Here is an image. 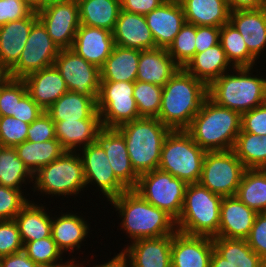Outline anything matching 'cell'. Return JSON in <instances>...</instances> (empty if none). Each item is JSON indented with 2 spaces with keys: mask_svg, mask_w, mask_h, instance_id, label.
Listing matches in <instances>:
<instances>
[{
  "mask_svg": "<svg viewBox=\"0 0 266 267\" xmlns=\"http://www.w3.org/2000/svg\"><path fill=\"white\" fill-rule=\"evenodd\" d=\"M165 0H120L121 10L146 15L158 8Z\"/></svg>",
  "mask_w": 266,
  "mask_h": 267,
  "instance_id": "obj_54",
  "label": "cell"
},
{
  "mask_svg": "<svg viewBox=\"0 0 266 267\" xmlns=\"http://www.w3.org/2000/svg\"><path fill=\"white\" fill-rule=\"evenodd\" d=\"M206 152L185 130H171L163 142L158 169L187 184L198 183Z\"/></svg>",
  "mask_w": 266,
  "mask_h": 267,
  "instance_id": "obj_8",
  "label": "cell"
},
{
  "mask_svg": "<svg viewBox=\"0 0 266 267\" xmlns=\"http://www.w3.org/2000/svg\"><path fill=\"white\" fill-rule=\"evenodd\" d=\"M112 35L120 47L141 51L156 48L145 15L120 10Z\"/></svg>",
  "mask_w": 266,
  "mask_h": 267,
  "instance_id": "obj_21",
  "label": "cell"
},
{
  "mask_svg": "<svg viewBox=\"0 0 266 267\" xmlns=\"http://www.w3.org/2000/svg\"><path fill=\"white\" fill-rule=\"evenodd\" d=\"M38 19L59 49H71L81 25L77 0L52 3L37 11Z\"/></svg>",
  "mask_w": 266,
  "mask_h": 267,
  "instance_id": "obj_13",
  "label": "cell"
},
{
  "mask_svg": "<svg viewBox=\"0 0 266 267\" xmlns=\"http://www.w3.org/2000/svg\"><path fill=\"white\" fill-rule=\"evenodd\" d=\"M156 48L168 49L185 24L183 7L179 0L164 1L158 8L145 15Z\"/></svg>",
  "mask_w": 266,
  "mask_h": 267,
  "instance_id": "obj_19",
  "label": "cell"
},
{
  "mask_svg": "<svg viewBox=\"0 0 266 267\" xmlns=\"http://www.w3.org/2000/svg\"><path fill=\"white\" fill-rule=\"evenodd\" d=\"M29 125L13 116H0V146L14 148L26 141Z\"/></svg>",
  "mask_w": 266,
  "mask_h": 267,
  "instance_id": "obj_44",
  "label": "cell"
},
{
  "mask_svg": "<svg viewBox=\"0 0 266 267\" xmlns=\"http://www.w3.org/2000/svg\"><path fill=\"white\" fill-rule=\"evenodd\" d=\"M233 68L220 43L204 52L195 53L184 67L188 73L203 81L207 86Z\"/></svg>",
  "mask_w": 266,
  "mask_h": 267,
  "instance_id": "obj_31",
  "label": "cell"
},
{
  "mask_svg": "<svg viewBox=\"0 0 266 267\" xmlns=\"http://www.w3.org/2000/svg\"><path fill=\"white\" fill-rule=\"evenodd\" d=\"M34 193L52 196L75 197L86 190L83 162L79 152L65 151L59 158L33 174ZM40 192V193H39Z\"/></svg>",
  "mask_w": 266,
  "mask_h": 267,
  "instance_id": "obj_7",
  "label": "cell"
},
{
  "mask_svg": "<svg viewBox=\"0 0 266 267\" xmlns=\"http://www.w3.org/2000/svg\"><path fill=\"white\" fill-rule=\"evenodd\" d=\"M179 68L167 49L142 50L136 80L164 87Z\"/></svg>",
  "mask_w": 266,
  "mask_h": 267,
  "instance_id": "obj_27",
  "label": "cell"
},
{
  "mask_svg": "<svg viewBox=\"0 0 266 267\" xmlns=\"http://www.w3.org/2000/svg\"><path fill=\"white\" fill-rule=\"evenodd\" d=\"M60 49L48 35L38 19L32 26L17 64L10 70L14 79H24L29 74L54 65Z\"/></svg>",
  "mask_w": 266,
  "mask_h": 267,
  "instance_id": "obj_12",
  "label": "cell"
},
{
  "mask_svg": "<svg viewBox=\"0 0 266 267\" xmlns=\"http://www.w3.org/2000/svg\"><path fill=\"white\" fill-rule=\"evenodd\" d=\"M123 136L138 175L158 169L161 150L171 129L154 117H140L116 128Z\"/></svg>",
  "mask_w": 266,
  "mask_h": 267,
  "instance_id": "obj_5",
  "label": "cell"
},
{
  "mask_svg": "<svg viewBox=\"0 0 266 267\" xmlns=\"http://www.w3.org/2000/svg\"><path fill=\"white\" fill-rule=\"evenodd\" d=\"M17 156L32 174L59 158L65 150L57 139L44 142L24 141L14 147Z\"/></svg>",
  "mask_w": 266,
  "mask_h": 267,
  "instance_id": "obj_35",
  "label": "cell"
},
{
  "mask_svg": "<svg viewBox=\"0 0 266 267\" xmlns=\"http://www.w3.org/2000/svg\"><path fill=\"white\" fill-rule=\"evenodd\" d=\"M219 43L233 67H254L256 59L249 53L244 38L230 23L220 27Z\"/></svg>",
  "mask_w": 266,
  "mask_h": 267,
  "instance_id": "obj_40",
  "label": "cell"
},
{
  "mask_svg": "<svg viewBox=\"0 0 266 267\" xmlns=\"http://www.w3.org/2000/svg\"><path fill=\"white\" fill-rule=\"evenodd\" d=\"M41 204L30 200L14 219L23 244L51 236L52 214Z\"/></svg>",
  "mask_w": 266,
  "mask_h": 267,
  "instance_id": "obj_32",
  "label": "cell"
},
{
  "mask_svg": "<svg viewBox=\"0 0 266 267\" xmlns=\"http://www.w3.org/2000/svg\"><path fill=\"white\" fill-rule=\"evenodd\" d=\"M235 196L257 213L266 212V169H245Z\"/></svg>",
  "mask_w": 266,
  "mask_h": 267,
  "instance_id": "obj_36",
  "label": "cell"
},
{
  "mask_svg": "<svg viewBox=\"0 0 266 267\" xmlns=\"http://www.w3.org/2000/svg\"><path fill=\"white\" fill-rule=\"evenodd\" d=\"M34 11H39L42 8V0H23Z\"/></svg>",
  "mask_w": 266,
  "mask_h": 267,
  "instance_id": "obj_61",
  "label": "cell"
},
{
  "mask_svg": "<svg viewBox=\"0 0 266 267\" xmlns=\"http://www.w3.org/2000/svg\"><path fill=\"white\" fill-rule=\"evenodd\" d=\"M229 22L244 38L249 53L258 60L266 50V6L257 10L231 11Z\"/></svg>",
  "mask_w": 266,
  "mask_h": 267,
  "instance_id": "obj_23",
  "label": "cell"
},
{
  "mask_svg": "<svg viewBox=\"0 0 266 267\" xmlns=\"http://www.w3.org/2000/svg\"><path fill=\"white\" fill-rule=\"evenodd\" d=\"M37 20L38 14L34 11L28 17L0 26V64L9 71L17 64Z\"/></svg>",
  "mask_w": 266,
  "mask_h": 267,
  "instance_id": "obj_24",
  "label": "cell"
},
{
  "mask_svg": "<svg viewBox=\"0 0 266 267\" xmlns=\"http://www.w3.org/2000/svg\"><path fill=\"white\" fill-rule=\"evenodd\" d=\"M220 27L196 26L195 53L219 44Z\"/></svg>",
  "mask_w": 266,
  "mask_h": 267,
  "instance_id": "obj_53",
  "label": "cell"
},
{
  "mask_svg": "<svg viewBox=\"0 0 266 267\" xmlns=\"http://www.w3.org/2000/svg\"><path fill=\"white\" fill-rule=\"evenodd\" d=\"M46 112L54 123L63 120L100 119L97 96H85L73 91L64 93Z\"/></svg>",
  "mask_w": 266,
  "mask_h": 267,
  "instance_id": "obj_28",
  "label": "cell"
},
{
  "mask_svg": "<svg viewBox=\"0 0 266 267\" xmlns=\"http://www.w3.org/2000/svg\"><path fill=\"white\" fill-rule=\"evenodd\" d=\"M109 261L103 262L102 264H94L93 267H125L127 265V261L125 256L119 252L113 256L112 259H108ZM84 264L81 263L80 267H85L83 266ZM96 265V266H95Z\"/></svg>",
  "mask_w": 266,
  "mask_h": 267,
  "instance_id": "obj_57",
  "label": "cell"
},
{
  "mask_svg": "<svg viewBox=\"0 0 266 267\" xmlns=\"http://www.w3.org/2000/svg\"><path fill=\"white\" fill-rule=\"evenodd\" d=\"M252 69L234 67L222 74L208 86V97L217 105L240 114L265 103L266 77L253 75Z\"/></svg>",
  "mask_w": 266,
  "mask_h": 267,
  "instance_id": "obj_4",
  "label": "cell"
},
{
  "mask_svg": "<svg viewBox=\"0 0 266 267\" xmlns=\"http://www.w3.org/2000/svg\"><path fill=\"white\" fill-rule=\"evenodd\" d=\"M163 87L136 80L133 97L141 117L157 118L162 98Z\"/></svg>",
  "mask_w": 266,
  "mask_h": 267,
  "instance_id": "obj_41",
  "label": "cell"
},
{
  "mask_svg": "<svg viewBox=\"0 0 266 267\" xmlns=\"http://www.w3.org/2000/svg\"><path fill=\"white\" fill-rule=\"evenodd\" d=\"M44 110L32 99L27 92L19 102H17L16 114L14 118L25 123L31 124L36 120Z\"/></svg>",
  "mask_w": 266,
  "mask_h": 267,
  "instance_id": "obj_52",
  "label": "cell"
},
{
  "mask_svg": "<svg viewBox=\"0 0 266 267\" xmlns=\"http://www.w3.org/2000/svg\"><path fill=\"white\" fill-rule=\"evenodd\" d=\"M79 151L83 162L87 188L88 186L90 187V185H94L108 201L128 190L116 178L104 149L96 142L89 144L87 147L78 150V152Z\"/></svg>",
  "mask_w": 266,
  "mask_h": 267,
  "instance_id": "obj_15",
  "label": "cell"
},
{
  "mask_svg": "<svg viewBox=\"0 0 266 267\" xmlns=\"http://www.w3.org/2000/svg\"><path fill=\"white\" fill-rule=\"evenodd\" d=\"M23 190L0 185V220H13L30 201Z\"/></svg>",
  "mask_w": 266,
  "mask_h": 267,
  "instance_id": "obj_46",
  "label": "cell"
},
{
  "mask_svg": "<svg viewBox=\"0 0 266 267\" xmlns=\"http://www.w3.org/2000/svg\"><path fill=\"white\" fill-rule=\"evenodd\" d=\"M120 251L130 267H171L172 235L141 238Z\"/></svg>",
  "mask_w": 266,
  "mask_h": 267,
  "instance_id": "obj_18",
  "label": "cell"
},
{
  "mask_svg": "<svg viewBox=\"0 0 266 267\" xmlns=\"http://www.w3.org/2000/svg\"><path fill=\"white\" fill-rule=\"evenodd\" d=\"M241 131L266 135V102L241 114Z\"/></svg>",
  "mask_w": 266,
  "mask_h": 267,
  "instance_id": "obj_49",
  "label": "cell"
},
{
  "mask_svg": "<svg viewBox=\"0 0 266 267\" xmlns=\"http://www.w3.org/2000/svg\"><path fill=\"white\" fill-rule=\"evenodd\" d=\"M33 12L23 0H0V26L28 17Z\"/></svg>",
  "mask_w": 266,
  "mask_h": 267,
  "instance_id": "obj_51",
  "label": "cell"
},
{
  "mask_svg": "<svg viewBox=\"0 0 266 267\" xmlns=\"http://www.w3.org/2000/svg\"><path fill=\"white\" fill-rule=\"evenodd\" d=\"M185 131L205 151L232 150L241 131V114L207 97Z\"/></svg>",
  "mask_w": 266,
  "mask_h": 267,
  "instance_id": "obj_3",
  "label": "cell"
},
{
  "mask_svg": "<svg viewBox=\"0 0 266 267\" xmlns=\"http://www.w3.org/2000/svg\"><path fill=\"white\" fill-rule=\"evenodd\" d=\"M214 250L232 267H260L262 258L255 253L246 239L213 237Z\"/></svg>",
  "mask_w": 266,
  "mask_h": 267,
  "instance_id": "obj_37",
  "label": "cell"
},
{
  "mask_svg": "<svg viewBox=\"0 0 266 267\" xmlns=\"http://www.w3.org/2000/svg\"><path fill=\"white\" fill-rule=\"evenodd\" d=\"M257 212L236 196L223 197L220 205V223L216 237L246 239Z\"/></svg>",
  "mask_w": 266,
  "mask_h": 267,
  "instance_id": "obj_22",
  "label": "cell"
},
{
  "mask_svg": "<svg viewBox=\"0 0 266 267\" xmlns=\"http://www.w3.org/2000/svg\"><path fill=\"white\" fill-rule=\"evenodd\" d=\"M118 211L122 231L130 238V242L141 238H157L174 234L175 220L144 200L133 189H129L109 201Z\"/></svg>",
  "mask_w": 266,
  "mask_h": 267,
  "instance_id": "obj_2",
  "label": "cell"
},
{
  "mask_svg": "<svg viewBox=\"0 0 266 267\" xmlns=\"http://www.w3.org/2000/svg\"><path fill=\"white\" fill-rule=\"evenodd\" d=\"M245 169L233 150L207 151L199 183L222 197L235 196Z\"/></svg>",
  "mask_w": 266,
  "mask_h": 267,
  "instance_id": "obj_11",
  "label": "cell"
},
{
  "mask_svg": "<svg viewBox=\"0 0 266 267\" xmlns=\"http://www.w3.org/2000/svg\"><path fill=\"white\" fill-rule=\"evenodd\" d=\"M27 182L33 184V174L17 156L15 148L0 146V185L23 190Z\"/></svg>",
  "mask_w": 266,
  "mask_h": 267,
  "instance_id": "obj_38",
  "label": "cell"
},
{
  "mask_svg": "<svg viewBox=\"0 0 266 267\" xmlns=\"http://www.w3.org/2000/svg\"><path fill=\"white\" fill-rule=\"evenodd\" d=\"M187 183L159 169L139 175L133 189L144 200L164 210L175 221L179 218Z\"/></svg>",
  "mask_w": 266,
  "mask_h": 267,
  "instance_id": "obj_9",
  "label": "cell"
},
{
  "mask_svg": "<svg viewBox=\"0 0 266 267\" xmlns=\"http://www.w3.org/2000/svg\"><path fill=\"white\" fill-rule=\"evenodd\" d=\"M23 250L16 221L0 220V258Z\"/></svg>",
  "mask_w": 266,
  "mask_h": 267,
  "instance_id": "obj_47",
  "label": "cell"
},
{
  "mask_svg": "<svg viewBox=\"0 0 266 267\" xmlns=\"http://www.w3.org/2000/svg\"><path fill=\"white\" fill-rule=\"evenodd\" d=\"M23 80L32 99L44 111L68 92L65 81L55 65L33 72Z\"/></svg>",
  "mask_w": 266,
  "mask_h": 267,
  "instance_id": "obj_25",
  "label": "cell"
},
{
  "mask_svg": "<svg viewBox=\"0 0 266 267\" xmlns=\"http://www.w3.org/2000/svg\"><path fill=\"white\" fill-rule=\"evenodd\" d=\"M134 82L101 81L97 96V111L102 127L119 126L140 118L133 97Z\"/></svg>",
  "mask_w": 266,
  "mask_h": 267,
  "instance_id": "obj_10",
  "label": "cell"
},
{
  "mask_svg": "<svg viewBox=\"0 0 266 267\" xmlns=\"http://www.w3.org/2000/svg\"><path fill=\"white\" fill-rule=\"evenodd\" d=\"M101 128L100 119L63 120L55 123L57 140L65 151L70 152H78L94 143Z\"/></svg>",
  "mask_w": 266,
  "mask_h": 267,
  "instance_id": "obj_29",
  "label": "cell"
},
{
  "mask_svg": "<svg viewBox=\"0 0 266 267\" xmlns=\"http://www.w3.org/2000/svg\"><path fill=\"white\" fill-rule=\"evenodd\" d=\"M186 23L195 26L221 27L229 22L230 9L226 0H179Z\"/></svg>",
  "mask_w": 266,
  "mask_h": 267,
  "instance_id": "obj_30",
  "label": "cell"
},
{
  "mask_svg": "<svg viewBox=\"0 0 266 267\" xmlns=\"http://www.w3.org/2000/svg\"><path fill=\"white\" fill-rule=\"evenodd\" d=\"M196 26L186 23L168 47V53L175 63L184 68L195 55Z\"/></svg>",
  "mask_w": 266,
  "mask_h": 267,
  "instance_id": "obj_42",
  "label": "cell"
},
{
  "mask_svg": "<svg viewBox=\"0 0 266 267\" xmlns=\"http://www.w3.org/2000/svg\"><path fill=\"white\" fill-rule=\"evenodd\" d=\"M115 46L111 31L80 25L71 49L87 62L101 69Z\"/></svg>",
  "mask_w": 266,
  "mask_h": 267,
  "instance_id": "obj_20",
  "label": "cell"
},
{
  "mask_svg": "<svg viewBox=\"0 0 266 267\" xmlns=\"http://www.w3.org/2000/svg\"><path fill=\"white\" fill-rule=\"evenodd\" d=\"M56 138L55 123L50 115L44 111L34 120L27 130V141L44 142Z\"/></svg>",
  "mask_w": 266,
  "mask_h": 267,
  "instance_id": "obj_48",
  "label": "cell"
},
{
  "mask_svg": "<svg viewBox=\"0 0 266 267\" xmlns=\"http://www.w3.org/2000/svg\"><path fill=\"white\" fill-rule=\"evenodd\" d=\"M232 150L246 169H266V135L240 131Z\"/></svg>",
  "mask_w": 266,
  "mask_h": 267,
  "instance_id": "obj_39",
  "label": "cell"
},
{
  "mask_svg": "<svg viewBox=\"0 0 266 267\" xmlns=\"http://www.w3.org/2000/svg\"><path fill=\"white\" fill-rule=\"evenodd\" d=\"M80 23L113 31L121 10L120 0H77Z\"/></svg>",
  "mask_w": 266,
  "mask_h": 267,
  "instance_id": "obj_34",
  "label": "cell"
},
{
  "mask_svg": "<svg viewBox=\"0 0 266 267\" xmlns=\"http://www.w3.org/2000/svg\"><path fill=\"white\" fill-rule=\"evenodd\" d=\"M141 50L115 45L100 69L101 81L135 82Z\"/></svg>",
  "mask_w": 266,
  "mask_h": 267,
  "instance_id": "obj_33",
  "label": "cell"
},
{
  "mask_svg": "<svg viewBox=\"0 0 266 267\" xmlns=\"http://www.w3.org/2000/svg\"><path fill=\"white\" fill-rule=\"evenodd\" d=\"M23 251L37 265L45 266L62 261L63 252L52 236L23 244Z\"/></svg>",
  "mask_w": 266,
  "mask_h": 267,
  "instance_id": "obj_43",
  "label": "cell"
},
{
  "mask_svg": "<svg viewBox=\"0 0 266 267\" xmlns=\"http://www.w3.org/2000/svg\"><path fill=\"white\" fill-rule=\"evenodd\" d=\"M95 142L104 149L116 178L128 190L134 189L139 175L132 167L124 136L116 128L102 127Z\"/></svg>",
  "mask_w": 266,
  "mask_h": 267,
  "instance_id": "obj_16",
  "label": "cell"
},
{
  "mask_svg": "<svg viewBox=\"0 0 266 267\" xmlns=\"http://www.w3.org/2000/svg\"><path fill=\"white\" fill-rule=\"evenodd\" d=\"M28 92L23 79L11 78L1 89L0 116L16 114L17 102Z\"/></svg>",
  "mask_w": 266,
  "mask_h": 267,
  "instance_id": "obj_45",
  "label": "cell"
},
{
  "mask_svg": "<svg viewBox=\"0 0 266 267\" xmlns=\"http://www.w3.org/2000/svg\"><path fill=\"white\" fill-rule=\"evenodd\" d=\"M66 0H42V7L47 6L52 3H58V2H63Z\"/></svg>",
  "mask_w": 266,
  "mask_h": 267,
  "instance_id": "obj_62",
  "label": "cell"
},
{
  "mask_svg": "<svg viewBox=\"0 0 266 267\" xmlns=\"http://www.w3.org/2000/svg\"><path fill=\"white\" fill-rule=\"evenodd\" d=\"M260 267H266V258H262Z\"/></svg>",
  "mask_w": 266,
  "mask_h": 267,
  "instance_id": "obj_63",
  "label": "cell"
},
{
  "mask_svg": "<svg viewBox=\"0 0 266 267\" xmlns=\"http://www.w3.org/2000/svg\"><path fill=\"white\" fill-rule=\"evenodd\" d=\"M210 267H232L227 260L221 257L215 250L210 259Z\"/></svg>",
  "mask_w": 266,
  "mask_h": 267,
  "instance_id": "obj_58",
  "label": "cell"
},
{
  "mask_svg": "<svg viewBox=\"0 0 266 267\" xmlns=\"http://www.w3.org/2000/svg\"><path fill=\"white\" fill-rule=\"evenodd\" d=\"M223 197L198 183H190L185 190L181 214L176 222L179 232L216 237L220 223V205Z\"/></svg>",
  "mask_w": 266,
  "mask_h": 267,
  "instance_id": "obj_6",
  "label": "cell"
},
{
  "mask_svg": "<svg viewBox=\"0 0 266 267\" xmlns=\"http://www.w3.org/2000/svg\"><path fill=\"white\" fill-rule=\"evenodd\" d=\"M0 267H39L22 250L0 258Z\"/></svg>",
  "mask_w": 266,
  "mask_h": 267,
  "instance_id": "obj_55",
  "label": "cell"
},
{
  "mask_svg": "<svg viewBox=\"0 0 266 267\" xmlns=\"http://www.w3.org/2000/svg\"><path fill=\"white\" fill-rule=\"evenodd\" d=\"M246 240L255 253L261 258L266 257V212L257 213Z\"/></svg>",
  "mask_w": 266,
  "mask_h": 267,
  "instance_id": "obj_50",
  "label": "cell"
},
{
  "mask_svg": "<svg viewBox=\"0 0 266 267\" xmlns=\"http://www.w3.org/2000/svg\"><path fill=\"white\" fill-rule=\"evenodd\" d=\"M208 97V86L184 68L164 85L157 119L171 130H185Z\"/></svg>",
  "mask_w": 266,
  "mask_h": 267,
  "instance_id": "obj_1",
  "label": "cell"
},
{
  "mask_svg": "<svg viewBox=\"0 0 266 267\" xmlns=\"http://www.w3.org/2000/svg\"><path fill=\"white\" fill-rule=\"evenodd\" d=\"M214 244L211 237L172 234L171 267H210Z\"/></svg>",
  "mask_w": 266,
  "mask_h": 267,
  "instance_id": "obj_17",
  "label": "cell"
},
{
  "mask_svg": "<svg viewBox=\"0 0 266 267\" xmlns=\"http://www.w3.org/2000/svg\"><path fill=\"white\" fill-rule=\"evenodd\" d=\"M10 79V71L0 64V86H4Z\"/></svg>",
  "mask_w": 266,
  "mask_h": 267,
  "instance_id": "obj_60",
  "label": "cell"
},
{
  "mask_svg": "<svg viewBox=\"0 0 266 267\" xmlns=\"http://www.w3.org/2000/svg\"><path fill=\"white\" fill-rule=\"evenodd\" d=\"M62 211L58 217L52 216L51 236L63 253H74V250L81 249L82 241H86L91 232L89 229L91 226L81 215L73 211L70 213L69 210L66 213Z\"/></svg>",
  "mask_w": 266,
  "mask_h": 267,
  "instance_id": "obj_26",
  "label": "cell"
},
{
  "mask_svg": "<svg viewBox=\"0 0 266 267\" xmlns=\"http://www.w3.org/2000/svg\"><path fill=\"white\" fill-rule=\"evenodd\" d=\"M230 11L257 10L266 6L263 0H226Z\"/></svg>",
  "mask_w": 266,
  "mask_h": 267,
  "instance_id": "obj_56",
  "label": "cell"
},
{
  "mask_svg": "<svg viewBox=\"0 0 266 267\" xmlns=\"http://www.w3.org/2000/svg\"><path fill=\"white\" fill-rule=\"evenodd\" d=\"M76 258H71L70 260L67 259L66 262L60 261L54 264H49V265H45V266H39V267H80L81 263L75 261ZM77 262V264H76ZM80 264V265H79Z\"/></svg>",
  "mask_w": 266,
  "mask_h": 267,
  "instance_id": "obj_59",
  "label": "cell"
},
{
  "mask_svg": "<svg viewBox=\"0 0 266 267\" xmlns=\"http://www.w3.org/2000/svg\"><path fill=\"white\" fill-rule=\"evenodd\" d=\"M64 79L68 91L85 96H98L101 73L72 49H60L54 62Z\"/></svg>",
  "mask_w": 266,
  "mask_h": 267,
  "instance_id": "obj_14",
  "label": "cell"
}]
</instances>
